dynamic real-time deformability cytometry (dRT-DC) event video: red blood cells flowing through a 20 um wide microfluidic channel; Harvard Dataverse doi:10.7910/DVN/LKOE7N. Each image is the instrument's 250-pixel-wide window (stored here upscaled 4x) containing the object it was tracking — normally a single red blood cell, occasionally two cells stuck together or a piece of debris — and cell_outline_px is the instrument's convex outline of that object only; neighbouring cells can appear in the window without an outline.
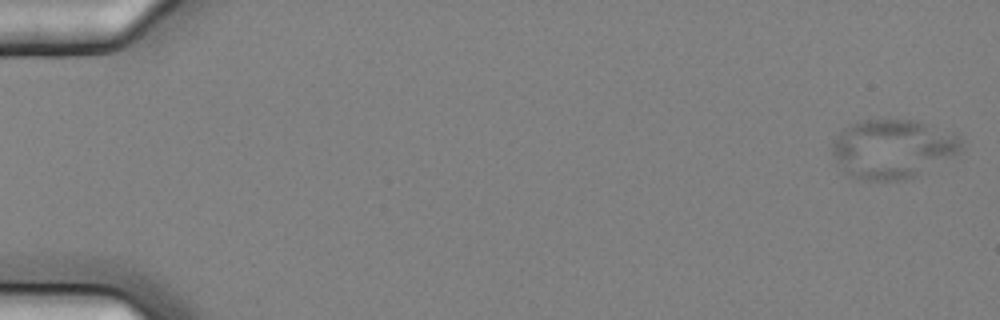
{"species": "common noctule bat (a hibernating species)", "species_latin": "Nyctalus noctula", "temperature_condition": "cold", "stored_images_in_passage": 8, "camera_frame_rate_fps": 3000, "um_per_image_px": 0.085, "animal": {"sex": "female", "body_mass_g": 25.1}, "frame": {"image": 1, "passage_image": 2, "time_ms": 0.333, "image_size_px": [1000, 320], "cell_outline_px": [[964, 140], [960, 152], [912, 176], [900, 180], [856, 180], [848, 176], [844, 172], [832, 156], [832, 144], [836, 136], [844, 128], [856, 120], [916, 120], [956, 136]], "centroid_in_image_um": [75.78, 12.65], "position_along_channel_um": 9.2, "area_um2": 43.87}}
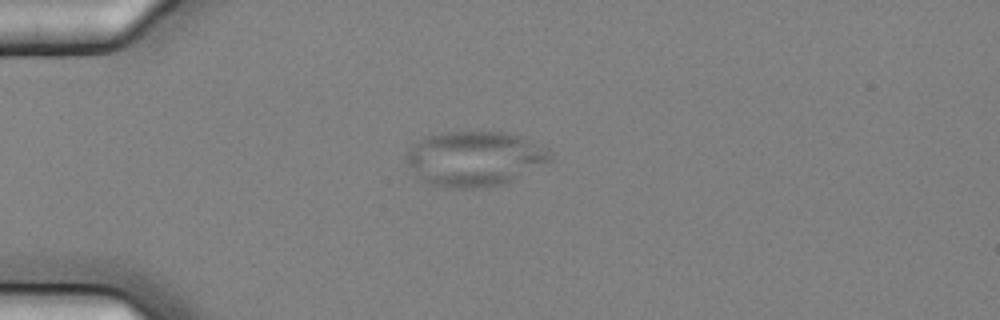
{"frame": {"image": 2, "passage_image": 6, "time_ms": 1.667, "image_size_px": [1000, 320], "cell_outline_px": [[552, 156], [548, 160], [508, 184], [464, 188], [456, 188], [432, 184], [416, 176], [408, 164], [404, 156], [420, 140], [428, 136], [444, 132], [508, 132], [528, 136], [544, 144], [552, 152]], "centroid_in_image_um": [40.42, 13.46], "position_along_channel_um": 44.6, "area_um2": 46.07}}
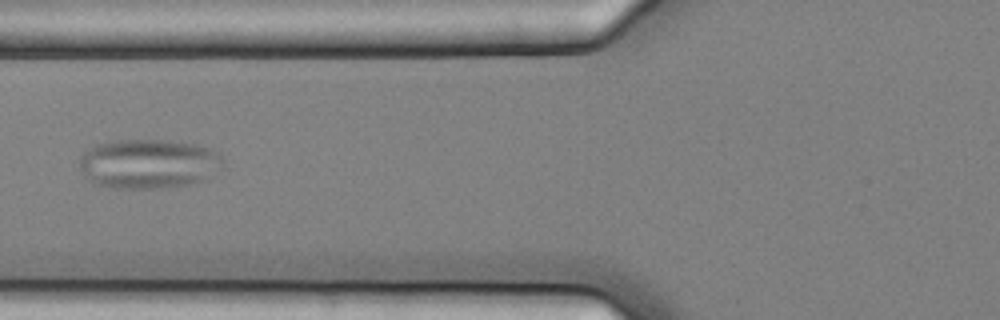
{"frame": {"image": 3, "passage_image": 8, "time_ms": 2.333, "image_size_px": [1000, 320], "cell_outline_px": [[224, 168], [208, 180], [192, 184], [168, 188], [112, 188], [96, 184], [84, 176], [80, 168], [80, 156], [84, 152], [96, 144], [120, 140], [164, 140], [192, 144], [208, 148], [216, 152], [220, 156], [224, 164]], "centroid_in_image_um": [12.67, 13.95], "position_along_channel_um": 113.1, "area_um2": 41.79}}